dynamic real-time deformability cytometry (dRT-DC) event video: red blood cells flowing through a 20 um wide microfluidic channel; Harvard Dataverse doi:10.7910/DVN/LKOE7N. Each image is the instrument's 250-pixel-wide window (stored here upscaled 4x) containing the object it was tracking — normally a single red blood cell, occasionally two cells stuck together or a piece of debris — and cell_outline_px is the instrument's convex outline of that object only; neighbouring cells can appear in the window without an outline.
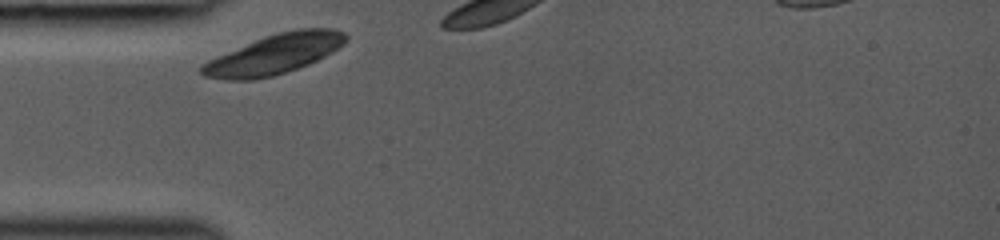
{"species": "common noctule bat (a hibernating species)", "species_latin": "Nyctalus noctula", "temperature_condition": "room temperature", "stored_images_in_passage": 5, "camera_frame_rate_fps": 3000, "um_per_image_px": 0.085, "animal": {"sex": "female", "body_mass_g": 19.0, "forearm_length_mm": 53.3}, "frame": {"image": 1, "passage_image": 1, "time_ms": 0.0, "image_size_px": [1000, 240], "cell_outline_px": [[348, 40], [344, 44], [332, 52], [308, 64], [272, 76], [252, 80], [224, 80], [204, 76], [200, 72], [200, 68], [208, 60], [264, 36], [276, 32], [296, 28], [332, 28], [344, 32], [348, 36]], "centroid_in_image_um": [23.34, 4.59], "position_along_channel_um": 61.7, "area_um2": 33.23}}